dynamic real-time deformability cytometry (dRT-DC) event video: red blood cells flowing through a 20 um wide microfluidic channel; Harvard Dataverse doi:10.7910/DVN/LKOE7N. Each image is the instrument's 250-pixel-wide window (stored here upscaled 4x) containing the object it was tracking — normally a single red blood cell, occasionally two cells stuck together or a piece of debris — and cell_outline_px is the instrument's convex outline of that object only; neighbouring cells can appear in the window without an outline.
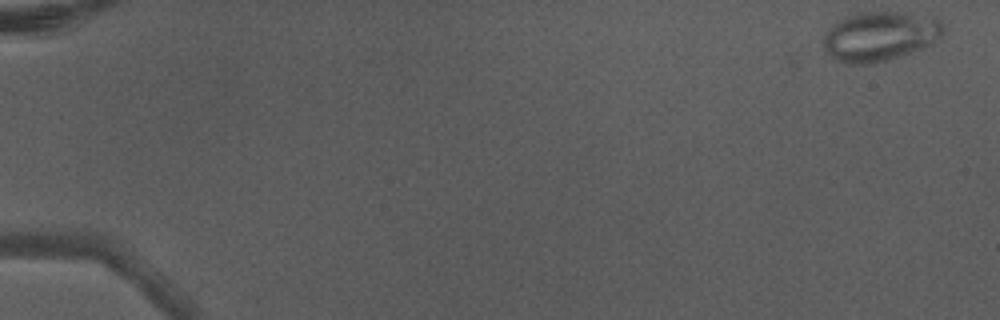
{"species": "Egyptian fruit bat (a non-hibernating species)", "species_latin": "Rousettus aegyptiacus", "temperature_condition": "warm", "stored_images_in_passage": 5, "camera_frame_rate_fps": 3000, "um_per_image_px": 0.085, "animal": {"sex": "male"}, "frame": {"image": 1, "passage_image": 1, "time_ms": 0.0, "image_size_px": [1000, 320], "cell_outline_px": [[944, 32], [932, 44], [888, 60], [872, 64], [844, 64], [836, 60], [824, 48], [824, 32], [832, 24], [848, 16], [860, 12], [904, 12], [936, 16], [944, 24]], "centroid_in_image_um": [74.82, 3.07], "position_along_channel_um": 10.2, "area_um2": 34.85}}